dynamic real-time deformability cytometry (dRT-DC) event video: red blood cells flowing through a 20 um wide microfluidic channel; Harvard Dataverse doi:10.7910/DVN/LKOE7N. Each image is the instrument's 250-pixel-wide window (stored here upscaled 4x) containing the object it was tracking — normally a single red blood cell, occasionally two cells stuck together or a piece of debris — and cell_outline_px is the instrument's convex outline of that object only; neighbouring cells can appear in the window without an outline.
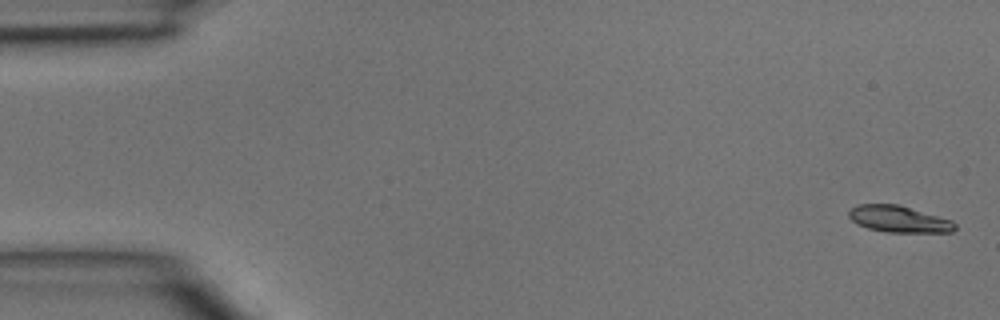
{"species": "common noctule bat (a hibernating species)", "species_latin": "Nyctalus noctula", "temperature_condition": "room temperature", "stored_images_in_passage": 4, "camera_frame_rate_fps": 3000, "um_per_image_px": 0.085, "animal": {"sex": "male", "body_mass_g": 15.6}, "frame": {"image": 1, "passage_image": 1, "time_ms": 0.0, "image_size_px": [1000, 320], "cell_outline_px": [[956, 228], [952, 232], [884, 232], [868, 228], [856, 224], [848, 216], [848, 212], [856, 204], [900, 204], [952, 220], [956, 224]], "centroid_in_image_um": [76.39, 18.61], "position_along_channel_um": 8.6, "area_um2": 16.59}}
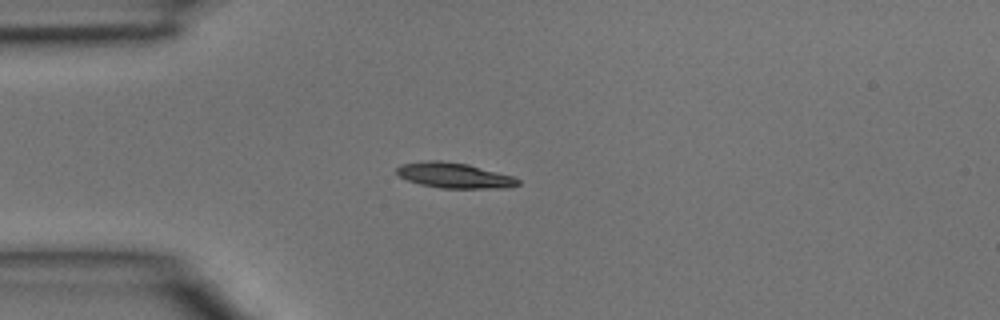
{"frame": {"image": 2, "passage_image": 4, "time_ms": 1.0, "image_size_px": [1000, 320], "cell_outline_px": [[520, 184], [512, 188], [440, 188], [420, 184], [408, 180], [400, 176], [396, 172], [396, 168], [400, 164], [424, 160], [440, 160], [468, 164], [512, 176], [520, 180]], "centroid_in_image_um": [38.61, 14.91], "position_along_channel_um": 46.4, "area_um2": 18.03}}